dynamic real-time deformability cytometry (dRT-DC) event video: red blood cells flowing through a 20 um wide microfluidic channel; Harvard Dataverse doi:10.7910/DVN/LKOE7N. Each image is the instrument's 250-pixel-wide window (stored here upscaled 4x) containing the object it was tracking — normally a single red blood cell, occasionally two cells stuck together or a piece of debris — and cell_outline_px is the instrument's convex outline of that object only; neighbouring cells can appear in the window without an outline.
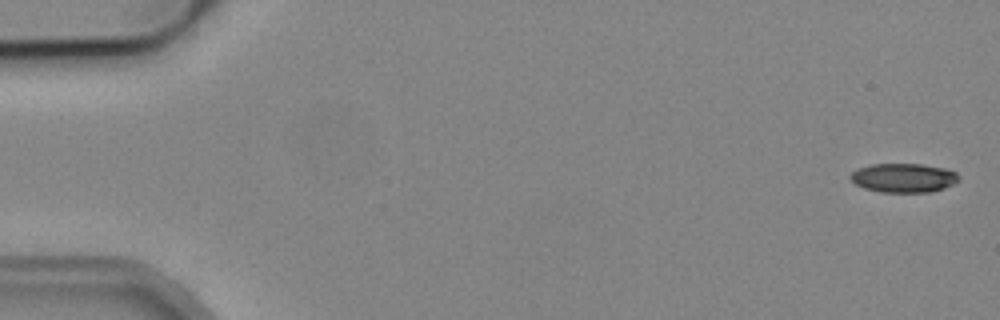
{"species": "common noctule bat (a hibernating species)", "species_latin": "Nyctalus noctula", "temperature_condition": "cold", "stored_images_in_passage": 6, "camera_frame_rate_fps": 3000, "um_per_image_px": 0.085, "animal": {"sex": "male", "body_mass_g": 19.2, "forearm_length_mm": 51.8}, "frame": {"image": 1, "passage_image": 1, "time_ms": 0.0, "image_size_px": [1000, 320], "cell_outline_px": [[960, 180], [944, 188], [932, 192], [880, 192], [864, 188], [856, 184], [848, 176], [856, 168], [872, 164], [920, 164], [944, 168], [956, 172], [960, 176]], "centroid_in_image_um": [76.8, 15.12], "position_along_channel_um": 8.2, "area_um2": 18.44}}
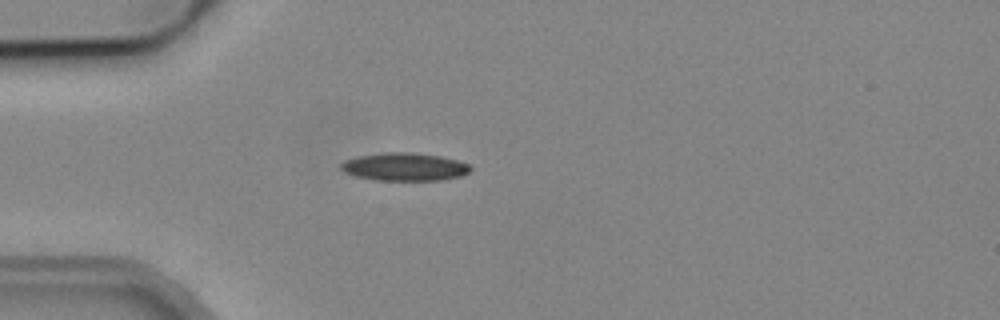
{"frame": {"image": 2, "passage_image": 5, "time_ms": 4.667, "image_size_px": [1000, 320], "cell_outline_px": [[472, 168], [468, 172], [460, 176], [440, 180], [376, 180], [356, 176], [344, 172], [340, 168], [340, 164], [344, 160], [360, 156], [388, 152], [412, 152], [440, 156], [456, 160], [468, 164]], "centroid_in_image_um": [34.37, 14.18], "position_along_channel_um": 50.6, "area_um2": 20.92}}